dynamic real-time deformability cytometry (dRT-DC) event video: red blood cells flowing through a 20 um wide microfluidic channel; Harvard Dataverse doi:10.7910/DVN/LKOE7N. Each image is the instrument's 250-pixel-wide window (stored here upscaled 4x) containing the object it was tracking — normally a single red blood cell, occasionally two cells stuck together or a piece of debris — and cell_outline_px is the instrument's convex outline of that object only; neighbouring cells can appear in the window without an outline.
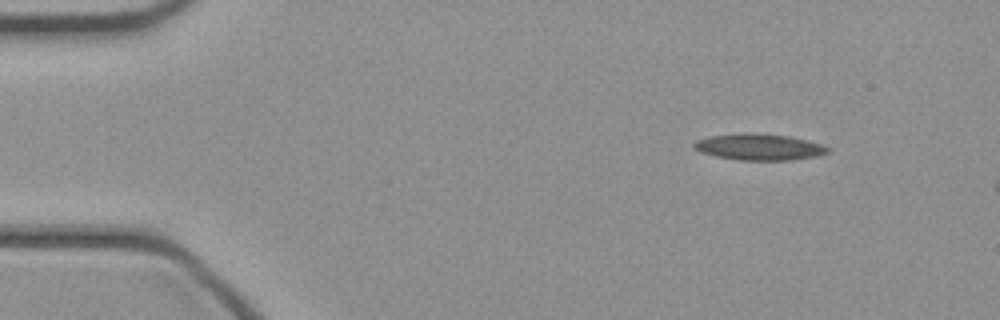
{"species": "common noctule bat (a hibernating species)", "species_latin": "Nyctalus noctula", "temperature_condition": "cold", "stored_images_in_passage": 8, "camera_frame_rate_fps": 3000, "um_per_image_px": 0.085, "animal": {"sex": "female", "body_mass_g": 21.9}, "frame": {"image": 1, "passage_image": 1, "time_ms": 0.0, "image_size_px": [1000, 320], "cell_outline_px": [[828, 152], [816, 156], [792, 160], [740, 160], [716, 156], [700, 152], [692, 148], [692, 144], [696, 140], [708, 136], [744, 132], [756, 132], [788, 136], [808, 140], [820, 144], [828, 148]], "centroid_in_image_um": [64.46, 12.48], "position_along_channel_um": 20.5, "area_um2": 20.69}}